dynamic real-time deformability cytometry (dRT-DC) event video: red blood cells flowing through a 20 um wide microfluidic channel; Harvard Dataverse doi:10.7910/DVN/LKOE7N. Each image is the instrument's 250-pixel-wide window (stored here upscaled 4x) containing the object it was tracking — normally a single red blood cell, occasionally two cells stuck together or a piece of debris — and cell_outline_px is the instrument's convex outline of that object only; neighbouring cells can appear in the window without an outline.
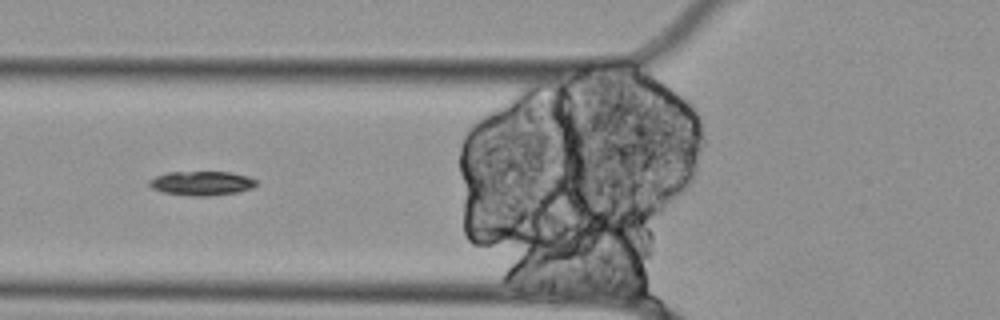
{"species": "Egyptian fruit bat (a non-hibernating species)", "species_latin": "Rousettus aegyptiacus", "temperature_condition": "cold", "stored_images_in_passage": 42, "segment_of_instrument_passage": [2, 2], "camera_frame_rate_fps": 3000, "um_per_image_px": 0.085, "animal": {"sex": "female"}, "frame": {"image": 1, "passage_image": 6, "time_ms": 1.667, "image_size_px": [1000, 320], "cell_outline_px": [[256, 184], [252, 188], [236, 192], [208, 196], [192, 196], [164, 192], [152, 188], [148, 184], [148, 180], [156, 176], [168, 172], [232, 172], [248, 176], [256, 180]], "centroid_in_image_um": [17.13, 15.57], "position_along_channel_um": 108.7, "area_um2": 15.03}}
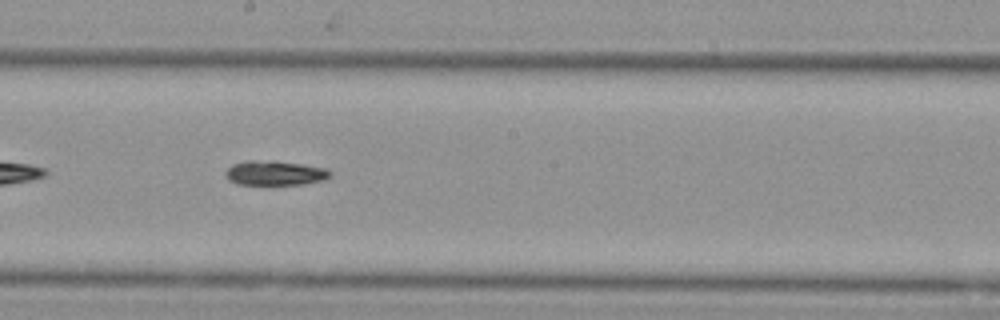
{"frame": {"image": 2, "passage_image": 16, "time_ms": 5.0, "image_size_px": [1000, 320], "cell_outline_px": [[332, 176], [324, 180], [304, 184], [236, 184], [228, 180], [224, 176], [224, 172], [232, 164], [248, 160], [272, 160], [328, 168], [332, 172]], "centroid_in_image_um": [23.37, 14.7], "position_along_channel_um": 224.8, "area_um2": 15.2}}
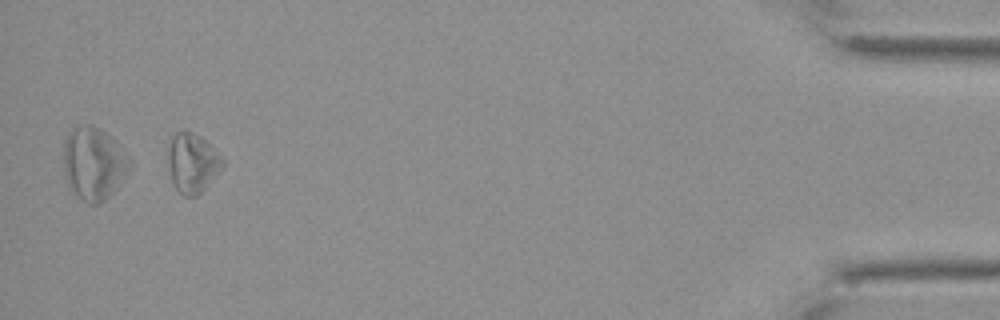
{"frame": {"image": 3, "passage_image": 39, "time_ms": 12.667, "image_size_px": [1000, 320], "cell_outline_px": [[224, 164], [204, 188], [196, 196], [184, 196], [176, 188], [172, 180], [168, 168], [168, 148], [172, 136], [176, 132], [184, 128], [200, 136], [224, 156]], "centroid_in_image_um": [16.34, 13.79], "position_along_channel_um": 418.9, "area_um2": 18.9}}